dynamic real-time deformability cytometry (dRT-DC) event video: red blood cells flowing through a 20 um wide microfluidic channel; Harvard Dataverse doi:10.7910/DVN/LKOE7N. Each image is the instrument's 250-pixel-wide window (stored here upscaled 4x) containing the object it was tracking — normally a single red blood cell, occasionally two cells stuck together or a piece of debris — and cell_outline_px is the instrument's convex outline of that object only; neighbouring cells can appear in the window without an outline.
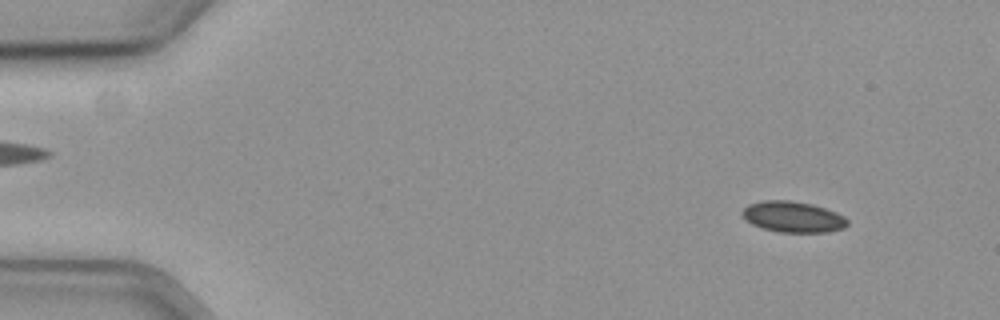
{"species": "common noctule bat (a hibernating species)", "species_latin": "Nyctalus noctula", "temperature_condition": "cold", "stored_images_in_passage": 58, "camera_frame_rate_fps": 3000, "um_per_image_px": 0.085, "animal": {"sex": "female", "body_mass_g": 19.3, "forearm_length_mm": 54.1}, "frame": {"image": 1, "passage_image": 6, "time_ms": 1.667, "image_size_px": [1000, 320], "cell_outline_px": [[848, 224], [844, 228], [828, 232], [780, 232], [764, 228], [752, 224], [744, 220], [740, 212], [748, 204], [764, 200], [788, 200], [812, 204], [836, 212], [844, 216], [848, 220]], "centroid_in_image_um": [67.39, 18.43], "position_along_channel_um": 17.6, "area_um2": 19.02}}
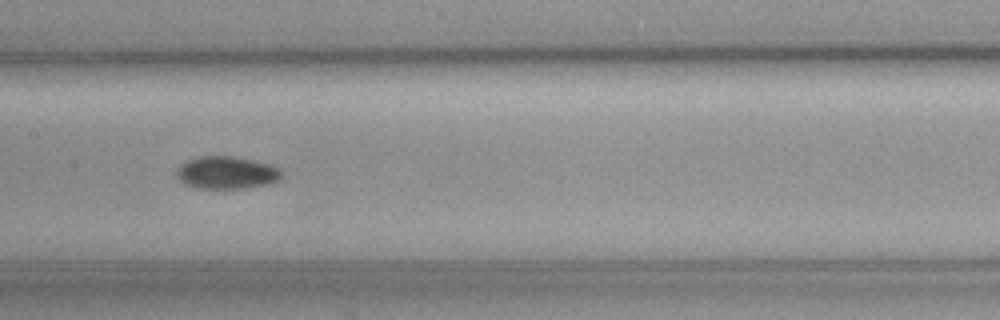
{"frame": {"image": 2, "passage_image": 29, "time_ms": 9.333, "image_size_px": [1000, 320], "cell_outline_px": [[280, 180], [268, 184], [244, 188], [192, 188], [184, 184], [176, 176], [176, 172], [180, 164], [188, 160], [200, 156], [232, 156], [256, 160], [280, 168]], "centroid_in_image_um": [19.23, 14.67], "position_along_channel_um": 188.2, "area_um2": 20.0}}
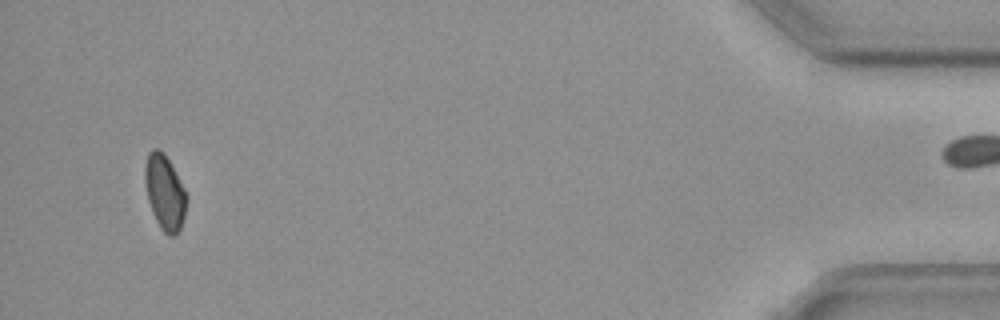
{"frame": {"image": 3, "passage_image": 55, "time_ms": 18.0, "image_size_px": [1000, 320], "cell_outline_px": [[188, 200], [184, 216], [180, 228], [176, 236], [168, 236], [160, 228], [152, 212], [148, 200], [144, 180], [144, 168], [148, 152], [152, 148], [160, 148], [164, 152], [184, 188], [188, 196]], "centroid_in_image_um": [14.0, 16.34], "position_along_channel_um": 421.2, "area_um2": 18.38}, "authors_computed_cell_mechanics": {"area_um2": 18.6983, "velocity_mm_per_s": 3.6399, "shape_relaxation_time_tau1_ms": 5.5177, "shape_relaxation_time_tau2_ms": null, "deformation_change_tau1": 0.082, "deformation_change_tau2": null}}